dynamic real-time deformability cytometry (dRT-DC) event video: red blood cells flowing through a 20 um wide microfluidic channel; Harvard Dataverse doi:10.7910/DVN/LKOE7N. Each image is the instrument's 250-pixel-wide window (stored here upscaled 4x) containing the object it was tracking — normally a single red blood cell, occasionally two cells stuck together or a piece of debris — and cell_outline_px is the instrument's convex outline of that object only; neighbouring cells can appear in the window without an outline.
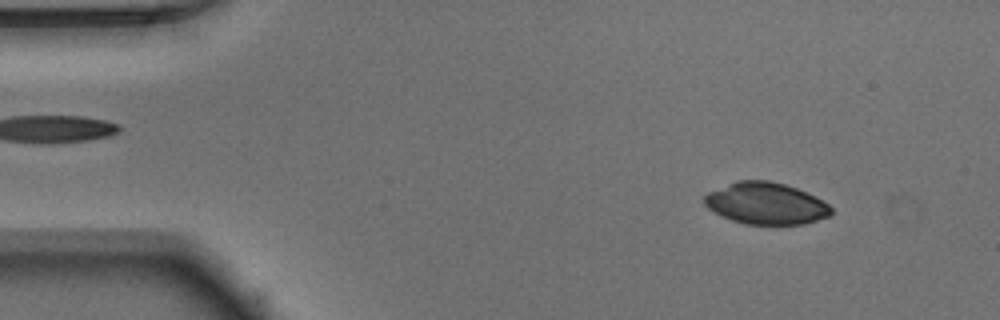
{"species": "Egyptian fruit bat (a non-hibernating species)", "species_latin": "Rousettus aegyptiacus", "temperature_condition": "warm", "stored_images_in_passage": 49, "camera_frame_rate_fps": 3000, "um_per_image_px": 0.085, "animal": {"sex": "male"}, "frame": {"image": 1, "passage_image": 5, "time_ms": 1.333, "image_size_px": [1000, 320], "cell_outline_px": [[832, 212], [828, 216], [804, 224], [744, 224], [720, 216], [712, 212], [704, 204], [704, 196], [708, 192], [736, 180], [768, 180], [784, 184], [796, 188], [828, 204], [832, 208]], "centroid_in_image_um": [65.04, 17.29], "position_along_channel_um": 20.0, "area_um2": 30.69}}
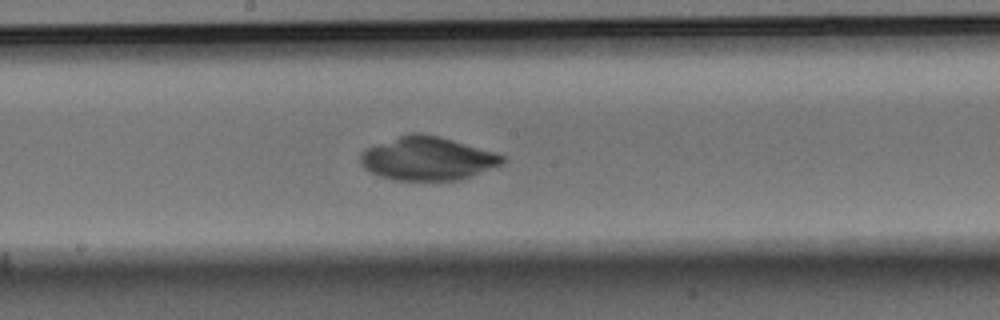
{"frame": {"image": 2, "passage_image": 26, "time_ms": 8.333, "image_size_px": [1000, 320], "cell_outline_px": [[504, 164], [460, 180], [392, 180], [380, 176], [364, 168], [360, 164], [360, 152], [364, 148], [408, 132], [420, 132], [440, 136], [496, 152], [504, 156]], "centroid_in_image_um": [36.32, 13.46], "position_along_channel_um": 211.9, "area_um2": 36.41}}
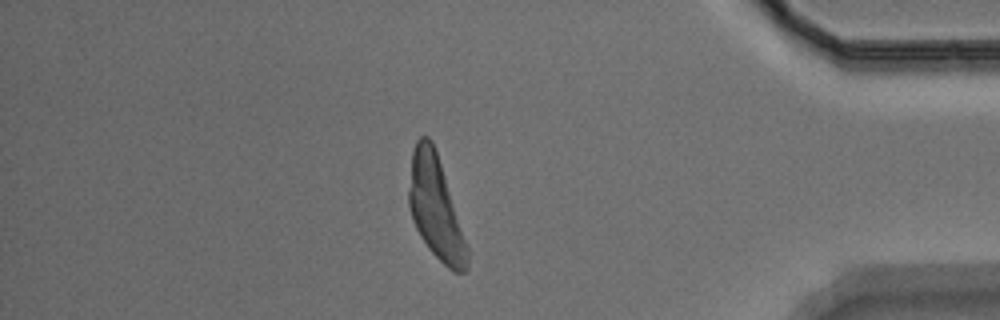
{"frame": {"image": 3, "passage_image": 43, "time_ms": 14.0, "image_size_px": [1000, 320], "cell_outline_px": [[468, 268], [464, 272], [456, 272], [448, 268], [428, 248], [420, 236], [412, 220], [408, 204], [408, 192], [412, 152], [416, 140], [420, 136], [428, 136], [432, 140], [468, 248]], "centroid_in_image_um": [36.99, 17.67], "position_along_channel_um": 398.2, "area_um2": 34.22}}